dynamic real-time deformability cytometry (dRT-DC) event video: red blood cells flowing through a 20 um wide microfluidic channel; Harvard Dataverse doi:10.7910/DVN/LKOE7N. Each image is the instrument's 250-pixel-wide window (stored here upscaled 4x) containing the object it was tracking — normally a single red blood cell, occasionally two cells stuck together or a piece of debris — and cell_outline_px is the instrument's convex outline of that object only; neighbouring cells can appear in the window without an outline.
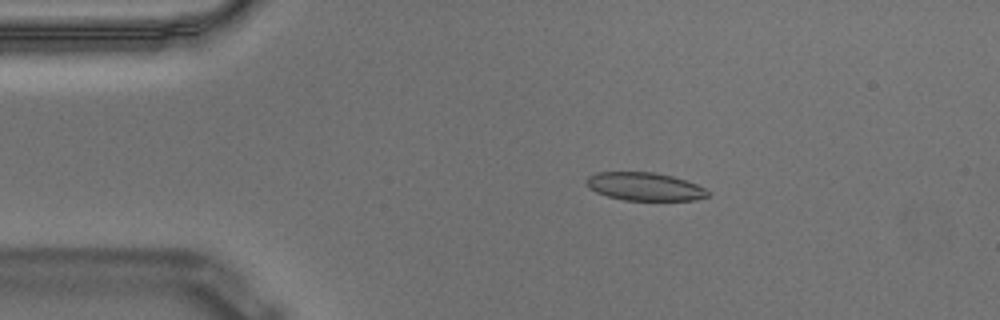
{"species": "Egyptian fruit bat (a non-hibernating species)", "species_latin": "Rousettus aegyptiacus", "temperature_condition": "warm", "stored_images_in_passage": 54, "camera_frame_rate_fps": 3000, "um_per_image_px": 0.085, "animal": {"sex": "male"}, "frame": {"image": 1, "passage_image": 8, "time_ms": 2.333, "image_size_px": [1000, 320], "cell_outline_px": [[708, 196], [696, 200], [624, 200], [608, 196], [596, 192], [588, 188], [584, 184], [584, 180], [588, 176], [596, 172], [652, 172], [672, 176], [696, 184], [704, 188], [708, 192]], "centroid_in_image_um": [54.73, 15.85], "position_along_channel_um": 30.3, "area_um2": 19.88}}
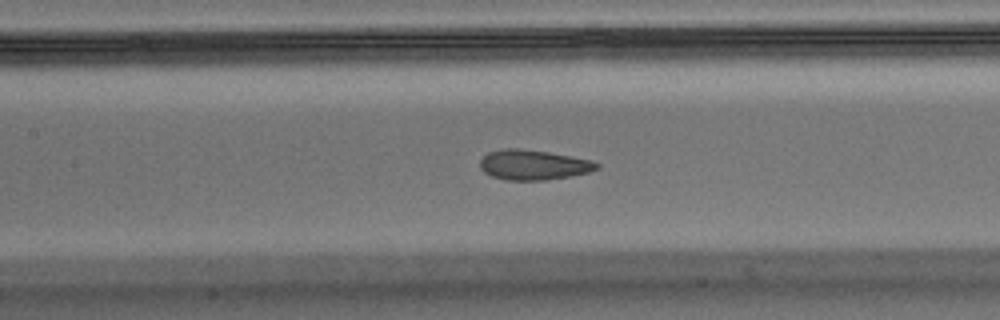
{"frame": {"image": 2, "passage_image": 23, "time_ms": 7.333, "image_size_px": [1000, 320], "cell_outline_px": [[600, 168], [588, 172], [568, 176], [544, 180], [504, 180], [492, 176], [484, 172], [480, 168], [480, 160], [488, 152], [504, 148], [520, 148], [548, 152], [592, 160], [600, 164]], "centroid_in_image_um": [45.32, 14.01], "position_along_channel_um": 162.1, "area_um2": 20.4}}
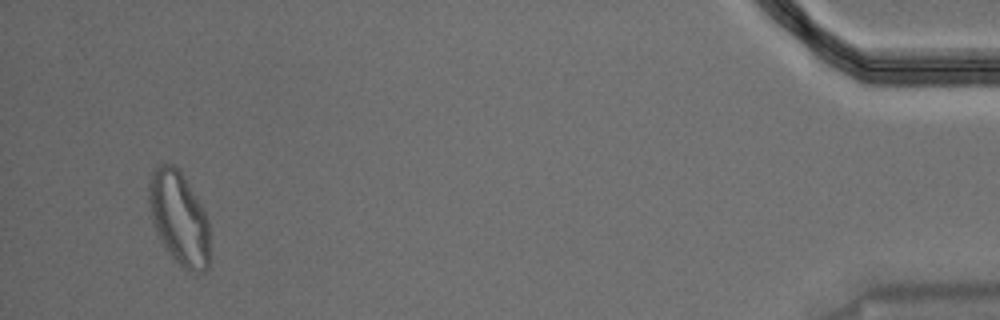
{"frame": {"image": 3, "passage_image": 52, "time_ms": 17.0, "image_size_px": [1000, 320], "cell_outline_px": [[208, 268], [204, 272], [196, 276], [184, 268], [168, 252], [156, 232], [152, 220], [148, 200], [148, 184], [152, 172], [156, 164], [172, 164], [180, 172], [204, 208], [208, 220]], "centroid_in_image_um": [15.21, 18.56], "position_along_channel_um": 420.0, "area_um2": 33.06}, "authors_computed_cell_mechanics": {"area_um2": 20.9525, "velocity_mm_per_s": 3.4918, "shape_relaxation_time_tau1_ms": null, "shape_relaxation_time_tau2_ms": 1.4907, "deformation_change_tau1": null, "deformation_change_tau2": 0.0708}}